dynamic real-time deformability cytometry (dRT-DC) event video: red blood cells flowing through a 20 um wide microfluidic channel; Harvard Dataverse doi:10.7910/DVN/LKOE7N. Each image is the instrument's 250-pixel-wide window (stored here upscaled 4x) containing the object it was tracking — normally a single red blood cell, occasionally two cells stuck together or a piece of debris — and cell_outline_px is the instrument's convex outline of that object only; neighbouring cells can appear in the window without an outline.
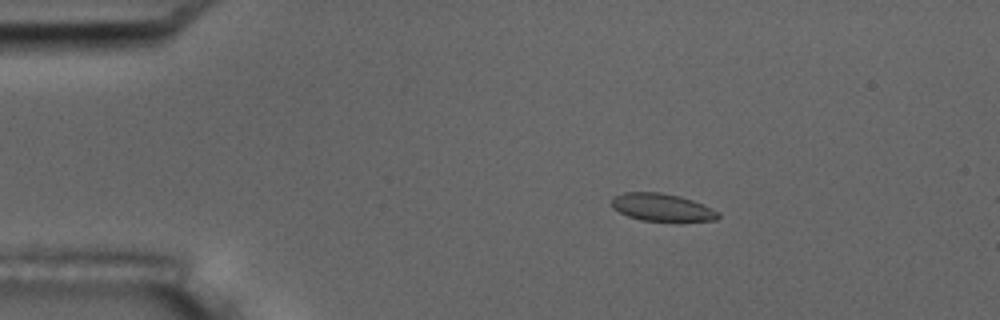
{"species": "common noctule bat (a hibernating species)", "species_latin": "Nyctalus noctula", "temperature_condition": "room temperature", "stored_images_in_passage": 6, "camera_frame_rate_fps": 3000, "um_per_image_px": 0.085, "animal": {"sex": "male", "body_mass_g": 17.5, "forearm_length_mm": 52.3}, "frame": {"image": 1, "passage_image": 4, "time_ms": 3.333, "image_size_px": [1000, 320], "cell_outline_px": [[720, 216], [716, 220], [644, 220], [628, 216], [612, 208], [612, 196], [624, 192], [660, 192], [680, 196], [692, 200], [712, 208], [720, 212]], "centroid_in_image_um": [56.25, 17.6], "position_along_channel_um": 28.8, "area_um2": 16.88}}